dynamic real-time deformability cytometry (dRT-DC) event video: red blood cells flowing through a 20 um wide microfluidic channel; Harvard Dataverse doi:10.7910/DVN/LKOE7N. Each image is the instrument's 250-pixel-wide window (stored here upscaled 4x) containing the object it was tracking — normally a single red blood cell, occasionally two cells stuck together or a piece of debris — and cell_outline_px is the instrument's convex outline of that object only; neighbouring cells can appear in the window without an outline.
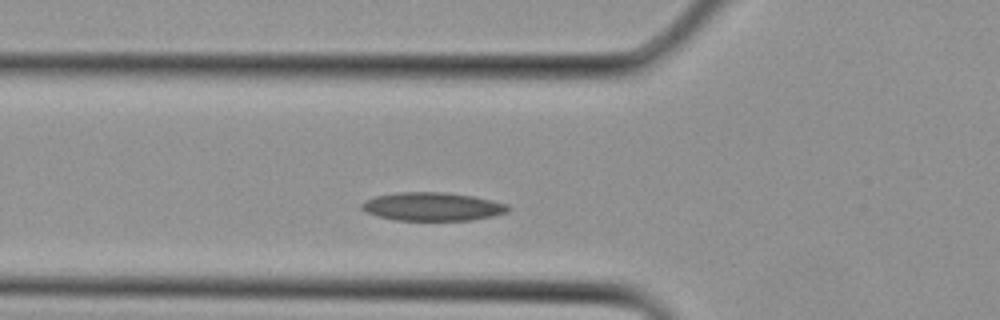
{"species": "Egyptian fruit bat (a non-hibernating species)", "species_latin": "Rousettus aegyptiacus", "temperature_condition": "cold", "stored_images_in_passage": 26, "camera_frame_rate_fps": 3000, "um_per_image_px": 0.085, "animal": {"sex": "female"}, "frame": {"image": 1, "passage_image": 5, "time_ms": 1.333, "image_size_px": [1000, 320], "cell_outline_px": [[512, 208], [508, 212], [492, 216], [472, 220], [396, 220], [376, 216], [360, 208], [360, 204], [364, 200], [376, 196], [400, 192], [444, 192], [472, 196], [492, 200], [508, 204]], "centroid_in_image_um": [36.77, 17.56], "position_along_channel_um": 89.0, "area_um2": 24.28}}
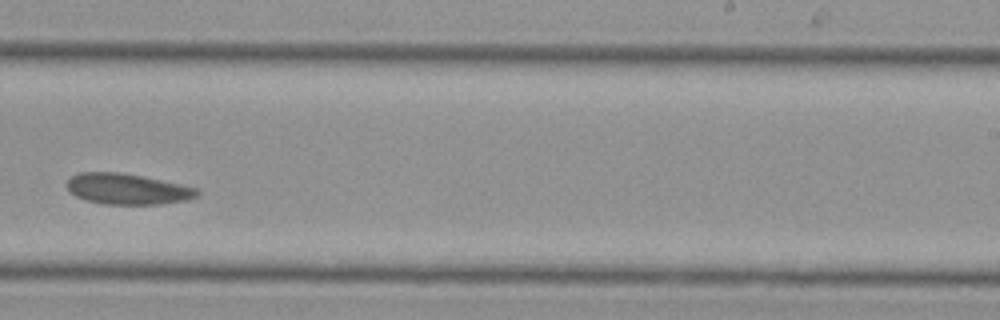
{"frame": {"image": 2, "passage_image": 14, "time_ms": 4.333, "image_size_px": [1000, 320], "cell_outline_px": [[200, 192], [196, 196], [188, 200], [160, 204], [104, 204], [84, 200], [76, 196], [64, 184], [72, 176], [80, 172], [120, 172], [144, 176], [180, 184], [196, 188]], "centroid_in_image_um": [10.81, 16.06], "position_along_channel_um": 278.2, "area_um2": 23.41}}
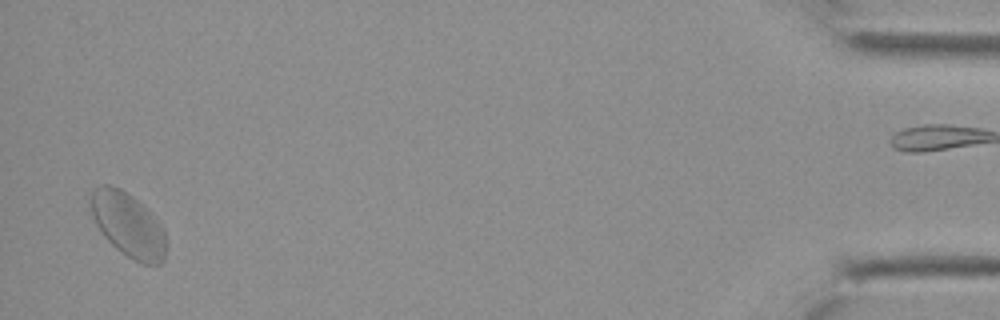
{"frame": {"image": 3, "passage_image": 25, "time_ms": 8.0, "image_size_px": [1000, 320], "cell_outline_px": [[164, 260], [160, 264], [144, 264], [128, 256], [116, 248], [104, 236], [96, 224], [92, 212], [92, 192], [100, 184], [108, 184], [120, 188], [132, 196], [160, 224], [164, 232]], "centroid_in_image_um": [10.87, 19.11], "position_along_channel_um": 424.3, "area_um2": 27.22}}